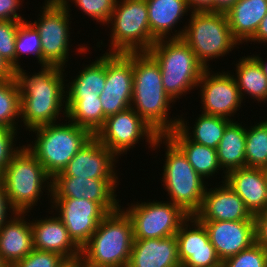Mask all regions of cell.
<instances>
[{
  "label": "cell",
  "mask_w": 267,
  "mask_h": 267,
  "mask_svg": "<svg viewBox=\"0 0 267 267\" xmlns=\"http://www.w3.org/2000/svg\"><path fill=\"white\" fill-rule=\"evenodd\" d=\"M41 67L32 75L23 67L15 72L21 97L19 121H23L26 131L57 123L62 112L66 118V82L69 80L64 79L65 69L56 65Z\"/></svg>",
  "instance_id": "obj_1"
},
{
  "label": "cell",
  "mask_w": 267,
  "mask_h": 267,
  "mask_svg": "<svg viewBox=\"0 0 267 267\" xmlns=\"http://www.w3.org/2000/svg\"><path fill=\"white\" fill-rule=\"evenodd\" d=\"M172 102L155 59L148 52H133L131 108L159 135H166L179 125V116H169Z\"/></svg>",
  "instance_id": "obj_2"
},
{
  "label": "cell",
  "mask_w": 267,
  "mask_h": 267,
  "mask_svg": "<svg viewBox=\"0 0 267 267\" xmlns=\"http://www.w3.org/2000/svg\"><path fill=\"white\" fill-rule=\"evenodd\" d=\"M131 219L121 209L109 213L81 247L83 267H128L133 246Z\"/></svg>",
  "instance_id": "obj_3"
},
{
  "label": "cell",
  "mask_w": 267,
  "mask_h": 267,
  "mask_svg": "<svg viewBox=\"0 0 267 267\" xmlns=\"http://www.w3.org/2000/svg\"><path fill=\"white\" fill-rule=\"evenodd\" d=\"M147 52L158 63L164 91L174 103L197 88L206 70L182 38L158 39Z\"/></svg>",
  "instance_id": "obj_4"
},
{
  "label": "cell",
  "mask_w": 267,
  "mask_h": 267,
  "mask_svg": "<svg viewBox=\"0 0 267 267\" xmlns=\"http://www.w3.org/2000/svg\"><path fill=\"white\" fill-rule=\"evenodd\" d=\"M163 143L166 146L161 178L164 190L168 191L170 202L189 216H194L201 208L208 181L206 183L194 170L183 152L166 135H159L155 139L153 151Z\"/></svg>",
  "instance_id": "obj_5"
},
{
  "label": "cell",
  "mask_w": 267,
  "mask_h": 267,
  "mask_svg": "<svg viewBox=\"0 0 267 267\" xmlns=\"http://www.w3.org/2000/svg\"><path fill=\"white\" fill-rule=\"evenodd\" d=\"M51 123L33 128L35 140L24 145L44 167L47 174L53 178L61 173L68 162L87 144L94 135L87 129L75 123Z\"/></svg>",
  "instance_id": "obj_6"
},
{
  "label": "cell",
  "mask_w": 267,
  "mask_h": 267,
  "mask_svg": "<svg viewBox=\"0 0 267 267\" xmlns=\"http://www.w3.org/2000/svg\"><path fill=\"white\" fill-rule=\"evenodd\" d=\"M11 206L19 213H27L37 206L43 195L51 197L52 178L47 174L37 158L23 145L11 158L0 175ZM47 187V188H46ZM46 188V189H45Z\"/></svg>",
  "instance_id": "obj_7"
},
{
  "label": "cell",
  "mask_w": 267,
  "mask_h": 267,
  "mask_svg": "<svg viewBox=\"0 0 267 267\" xmlns=\"http://www.w3.org/2000/svg\"><path fill=\"white\" fill-rule=\"evenodd\" d=\"M182 40L192 49L197 59L209 68V62L223 57L240 43L233 37L226 13L191 12ZM209 61V62H208Z\"/></svg>",
  "instance_id": "obj_8"
},
{
  "label": "cell",
  "mask_w": 267,
  "mask_h": 267,
  "mask_svg": "<svg viewBox=\"0 0 267 267\" xmlns=\"http://www.w3.org/2000/svg\"><path fill=\"white\" fill-rule=\"evenodd\" d=\"M105 53L147 52L157 41L150 32L146 0H116ZM109 51V52H108Z\"/></svg>",
  "instance_id": "obj_9"
},
{
  "label": "cell",
  "mask_w": 267,
  "mask_h": 267,
  "mask_svg": "<svg viewBox=\"0 0 267 267\" xmlns=\"http://www.w3.org/2000/svg\"><path fill=\"white\" fill-rule=\"evenodd\" d=\"M44 1L41 13L38 14L40 17L32 23L39 31L43 66L56 65L66 69L71 50L69 49L71 6L70 3H61L58 0Z\"/></svg>",
  "instance_id": "obj_10"
},
{
  "label": "cell",
  "mask_w": 267,
  "mask_h": 267,
  "mask_svg": "<svg viewBox=\"0 0 267 267\" xmlns=\"http://www.w3.org/2000/svg\"><path fill=\"white\" fill-rule=\"evenodd\" d=\"M121 209L131 219L134 239L166 238L176 235L181 224L189 217L170 201H134L129 207Z\"/></svg>",
  "instance_id": "obj_11"
},
{
  "label": "cell",
  "mask_w": 267,
  "mask_h": 267,
  "mask_svg": "<svg viewBox=\"0 0 267 267\" xmlns=\"http://www.w3.org/2000/svg\"><path fill=\"white\" fill-rule=\"evenodd\" d=\"M159 134L152 129L133 108H128L122 112L106 118L102 128L95 134V137L106 146L117 157L127 154L130 148L140 143L141 139H146L153 149L155 139Z\"/></svg>",
  "instance_id": "obj_12"
},
{
  "label": "cell",
  "mask_w": 267,
  "mask_h": 267,
  "mask_svg": "<svg viewBox=\"0 0 267 267\" xmlns=\"http://www.w3.org/2000/svg\"><path fill=\"white\" fill-rule=\"evenodd\" d=\"M133 52L106 53V81L99 99L107 118L131 107Z\"/></svg>",
  "instance_id": "obj_13"
},
{
  "label": "cell",
  "mask_w": 267,
  "mask_h": 267,
  "mask_svg": "<svg viewBox=\"0 0 267 267\" xmlns=\"http://www.w3.org/2000/svg\"><path fill=\"white\" fill-rule=\"evenodd\" d=\"M50 208L81 248L94 234L99 223L109 214L99 203L84 198L51 197ZM55 208V209H54Z\"/></svg>",
  "instance_id": "obj_14"
},
{
  "label": "cell",
  "mask_w": 267,
  "mask_h": 267,
  "mask_svg": "<svg viewBox=\"0 0 267 267\" xmlns=\"http://www.w3.org/2000/svg\"><path fill=\"white\" fill-rule=\"evenodd\" d=\"M210 70L208 68L203 72L197 84L202 113L234 121L231 117L237 114L243 103L237 82L229 71L212 73Z\"/></svg>",
  "instance_id": "obj_15"
},
{
  "label": "cell",
  "mask_w": 267,
  "mask_h": 267,
  "mask_svg": "<svg viewBox=\"0 0 267 267\" xmlns=\"http://www.w3.org/2000/svg\"><path fill=\"white\" fill-rule=\"evenodd\" d=\"M118 179H89L73 176H54L51 197L87 199L99 203L108 213L117 211L121 205L117 199Z\"/></svg>",
  "instance_id": "obj_16"
},
{
  "label": "cell",
  "mask_w": 267,
  "mask_h": 267,
  "mask_svg": "<svg viewBox=\"0 0 267 267\" xmlns=\"http://www.w3.org/2000/svg\"><path fill=\"white\" fill-rule=\"evenodd\" d=\"M175 237L181 264L187 267L222 266L205 226L195 216H189L181 224Z\"/></svg>",
  "instance_id": "obj_17"
},
{
  "label": "cell",
  "mask_w": 267,
  "mask_h": 267,
  "mask_svg": "<svg viewBox=\"0 0 267 267\" xmlns=\"http://www.w3.org/2000/svg\"><path fill=\"white\" fill-rule=\"evenodd\" d=\"M118 158L94 136L68 162L66 168L55 176L119 179L115 169Z\"/></svg>",
  "instance_id": "obj_18"
},
{
  "label": "cell",
  "mask_w": 267,
  "mask_h": 267,
  "mask_svg": "<svg viewBox=\"0 0 267 267\" xmlns=\"http://www.w3.org/2000/svg\"><path fill=\"white\" fill-rule=\"evenodd\" d=\"M208 233L220 260L233 257L256 242L255 220H199Z\"/></svg>",
  "instance_id": "obj_19"
},
{
  "label": "cell",
  "mask_w": 267,
  "mask_h": 267,
  "mask_svg": "<svg viewBox=\"0 0 267 267\" xmlns=\"http://www.w3.org/2000/svg\"><path fill=\"white\" fill-rule=\"evenodd\" d=\"M194 216L198 220H254L243 200L225 181L213 188H206L201 208Z\"/></svg>",
  "instance_id": "obj_20"
},
{
  "label": "cell",
  "mask_w": 267,
  "mask_h": 267,
  "mask_svg": "<svg viewBox=\"0 0 267 267\" xmlns=\"http://www.w3.org/2000/svg\"><path fill=\"white\" fill-rule=\"evenodd\" d=\"M225 182L243 200L252 216L267 210V169H235L226 174Z\"/></svg>",
  "instance_id": "obj_21"
},
{
  "label": "cell",
  "mask_w": 267,
  "mask_h": 267,
  "mask_svg": "<svg viewBox=\"0 0 267 267\" xmlns=\"http://www.w3.org/2000/svg\"><path fill=\"white\" fill-rule=\"evenodd\" d=\"M54 216L32 219L33 248L57 253L64 259L80 257L81 248L69 236L61 219Z\"/></svg>",
  "instance_id": "obj_22"
},
{
  "label": "cell",
  "mask_w": 267,
  "mask_h": 267,
  "mask_svg": "<svg viewBox=\"0 0 267 267\" xmlns=\"http://www.w3.org/2000/svg\"><path fill=\"white\" fill-rule=\"evenodd\" d=\"M175 235L166 238L134 239L128 267H179Z\"/></svg>",
  "instance_id": "obj_23"
},
{
  "label": "cell",
  "mask_w": 267,
  "mask_h": 267,
  "mask_svg": "<svg viewBox=\"0 0 267 267\" xmlns=\"http://www.w3.org/2000/svg\"><path fill=\"white\" fill-rule=\"evenodd\" d=\"M25 216L17 212L0 228V253L10 267L34 249L31 222Z\"/></svg>",
  "instance_id": "obj_24"
},
{
  "label": "cell",
  "mask_w": 267,
  "mask_h": 267,
  "mask_svg": "<svg viewBox=\"0 0 267 267\" xmlns=\"http://www.w3.org/2000/svg\"><path fill=\"white\" fill-rule=\"evenodd\" d=\"M146 4L150 32L156 40L182 38L185 28L173 29L190 12L186 0H146Z\"/></svg>",
  "instance_id": "obj_25"
},
{
  "label": "cell",
  "mask_w": 267,
  "mask_h": 267,
  "mask_svg": "<svg viewBox=\"0 0 267 267\" xmlns=\"http://www.w3.org/2000/svg\"><path fill=\"white\" fill-rule=\"evenodd\" d=\"M267 14V0H238L227 12L233 37L247 43L256 33Z\"/></svg>",
  "instance_id": "obj_26"
},
{
  "label": "cell",
  "mask_w": 267,
  "mask_h": 267,
  "mask_svg": "<svg viewBox=\"0 0 267 267\" xmlns=\"http://www.w3.org/2000/svg\"><path fill=\"white\" fill-rule=\"evenodd\" d=\"M166 136L183 152L194 170L204 179L220 173L217 150L191 141L178 127ZM219 170V171H218Z\"/></svg>",
  "instance_id": "obj_27"
},
{
  "label": "cell",
  "mask_w": 267,
  "mask_h": 267,
  "mask_svg": "<svg viewBox=\"0 0 267 267\" xmlns=\"http://www.w3.org/2000/svg\"><path fill=\"white\" fill-rule=\"evenodd\" d=\"M246 127L231 121L225 128L223 136L217 147V159L223 170V180L232 170L245 167Z\"/></svg>",
  "instance_id": "obj_28"
},
{
  "label": "cell",
  "mask_w": 267,
  "mask_h": 267,
  "mask_svg": "<svg viewBox=\"0 0 267 267\" xmlns=\"http://www.w3.org/2000/svg\"><path fill=\"white\" fill-rule=\"evenodd\" d=\"M236 65V75H233L242 100L244 95L258 101V103L267 102V77L259 61L253 56H242Z\"/></svg>",
  "instance_id": "obj_29"
},
{
  "label": "cell",
  "mask_w": 267,
  "mask_h": 267,
  "mask_svg": "<svg viewBox=\"0 0 267 267\" xmlns=\"http://www.w3.org/2000/svg\"><path fill=\"white\" fill-rule=\"evenodd\" d=\"M85 66L66 84V98H83L102 93L106 81V53Z\"/></svg>",
  "instance_id": "obj_30"
},
{
  "label": "cell",
  "mask_w": 267,
  "mask_h": 267,
  "mask_svg": "<svg viewBox=\"0 0 267 267\" xmlns=\"http://www.w3.org/2000/svg\"><path fill=\"white\" fill-rule=\"evenodd\" d=\"M66 118L95 136L106 120L99 95L66 98Z\"/></svg>",
  "instance_id": "obj_31"
},
{
  "label": "cell",
  "mask_w": 267,
  "mask_h": 267,
  "mask_svg": "<svg viewBox=\"0 0 267 267\" xmlns=\"http://www.w3.org/2000/svg\"><path fill=\"white\" fill-rule=\"evenodd\" d=\"M182 116V114L179 116L178 128L191 141L214 149H217L226 126L232 121L224 117L201 113L196 118L194 127H191L187 125L189 123L187 119Z\"/></svg>",
  "instance_id": "obj_32"
},
{
  "label": "cell",
  "mask_w": 267,
  "mask_h": 267,
  "mask_svg": "<svg viewBox=\"0 0 267 267\" xmlns=\"http://www.w3.org/2000/svg\"><path fill=\"white\" fill-rule=\"evenodd\" d=\"M20 110V88L16 78L0 80V126L18 130Z\"/></svg>",
  "instance_id": "obj_33"
},
{
  "label": "cell",
  "mask_w": 267,
  "mask_h": 267,
  "mask_svg": "<svg viewBox=\"0 0 267 267\" xmlns=\"http://www.w3.org/2000/svg\"><path fill=\"white\" fill-rule=\"evenodd\" d=\"M248 128L246 127L245 167L267 169V120Z\"/></svg>",
  "instance_id": "obj_34"
},
{
  "label": "cell",
  "mask_w": 267,
  "mask_h": 267,
  "mask_svg": "<svg viewBox=\"0 0 267 267\" xmlns=\"http://www.w3.org/2000/svg\"><path fill=\"white\" fill-rule=\"evenodd\" d=\"M16 50V71L21 68L19 62L24 55H34L40 64L43 66V55L41 48V39L39 31L31 21L25 20L18 27L17 37L15 41Z\"/></svg>",
  "instance_id": "obj_35"
},
{
  "label": "cell",
  "mask_w": 267,
  "mask_h": 267,
  "mask_svg": "<svg viewBox=\"0 0 267 267\" xmlns=\"http://www.w3.org/2000/svg\"><path fill=\"white\" fill-rule=\"evenodd\" d=\"M61 3L74 2L78 9L83 11L101 25L107 24L113 13L116 0H58Z\"/></svg>",
  "instance_id": "obj_36"
},
{
  "label": "cell",
  "mask_w": 267,
  "mask_h": 267,
  "mask_svg": "<svg viewBox=\"0 0 267 267\" xmlns=\"http://www.w3.org/2000/svg\"><path fill=\"white\" fill-rule=\"evenodd\" d=\"M221 267H267V251L258 243L222 262Z\"/></svg>",
  "instance_id": "obj_37"
},
{
  "label": "cell",
  "mask_w": 267,
  "mask_h": 267,
  "mask_svg": "<svg viewBox=\"0 0 267 267\" xmlns=\"http://www.w3.org/2000/svg\"><path fill=\"white\" fill-rule=\"evenodd\" d=\"M22 21L0 20V56L16 70L15 41Z\"/></svg>",
  "instance_id": "obj_38"
},
{
  "label": "cell",
  "mask_w": 267,
  "mask_h": 267,
  "mask_svg": "<svg viewBox=\"0 0 267 267\" xmlns=\"http://www.w3.org/2000/svg\"><path fill=\"white\" fill-rule=\"evenodd\" d=\"M17 133L15 129L0 126V175L10 163L11 158L22 148L20 144L19 147L16 146L15 141L19 136Z\"/></svg>",
  "instance_id": "obj_39"
},
{
  "label": "cell",
  "mask_w": 267,
  "mask_h": 267,
  "mask_svg": "<svg viewBox=\"0 0 267 267\" xmlns=\"http://www.w3.org/2000/svg\"><path fill=\"white\" fill-rule=\"evenodd\" d=\"M65 259L57 253L33 249L12 267H57Z\"/></svg>",
  "instance_id": "obj_40"
},
{
  "label": "cell",
  "mask_w": 267,
  "mask_h": 267,
  "mask_svg": "<svg viewBox=\"0 0 267 267\" xmlns=\"http://www.w3.org/2000/svg\"><path fill=\"white\" fill-rule=\"evenodd\" d=\"M24 0H0V20L1 21H25L17 11L20 9V5ZM21 15V16H20Z\"/></svg>",
  "instance_id": "obj_41"
},
{
  "label": "cell",
  "mask_w": 267,
  "mask_h": 267,
  "mask_svg": "<svg viewBox=\"0 0 267 267\" xmlns=\"http://www.w3.org/2000/svg\"><path fill=\"white\" fill-rule=\"evenodd\" d=\"M256 243L267 251V210L254 216Z\"/></svg>",
  "instance_id": "obj_42"
},
{
  "label": "cell",
  "mask_w": 267,
  "mask_h": 267,
  "mask_svg": "<svg viewBox=\"0 0 267 267\" xmlns=\"http://www.w3.org/2000/svg\"><path fill=\"white\" fill-rule=\"evenodd\" d=\"M16 213V210L11 206L9 202V197L6 193L4 185L0 182V228L10 220L9 218H12ZM8 215H10V217Z\"/></svg>",
  "instance_id": "obj_43"
},
{
  "label": "cell",
  "mask_w": 267,
  "mask_h": 267,
  "mask_svg": "<svg viewBox=\"0 0 267 267\" xmlns=\"http://www.w3.org/2000/svg\"><path fill=\"white\" fill-rule=\"evenodd\" d=\"M190 12H214V0H186ZM192 9V10H191Z\"/></svg>",
  "instance_id": "obj_44"
},
{
  "label": "cell",
  "mask_w": 267,
  "mask_h": 267,
  "mask_svg": "<svg viewBox=\"0 0 267 267\" xmlns=\"http://www.w3.org/2000/svg\"><path fill=\"white\" fill-rule=\"evenodd\" d=\"M258 42L259 44L264 43L266 45L267 43V14L266 16L261 20L260 25L255 33V35L248 41V42Z\"/></svg>",
  "instance_id": "obj_45"
},
{
  "label": "cell",
  "mask_w": 267,
  "mask_h": 267,
  "mask_svg": "<svg viewBox=\"0 0 267 267\" xmlns=\"http://www.w3.org/2000/svg\"><path fill=\"white\" fill-rule=\"evenodd\" d=\"M16 70L0 56V80H7L15 77Z\"/></svg>",
  "instance_id": "obj_46"
},
{
  "label": "cell",
  "mask_w": 267,
  "mask_h": 267,
  "mask_svg": "<svg viewBox=\"0 0 267 267\" xmlns=\"http://www.w3.org/2000/svg\"><path fill=\"white\" fill-rule=\"evenodd\" d=\"M238 0H214V12L226 13Z\"/></svg>",
  "instance_id": "obj_47"
},
{
  "label": "cell",
  "mask_w": 267,
  "mask_h": 267,
  "mask_svg": "<svg viewBox=\"0 0 267 267\" xmlns=\"http://www.w3.org/2000/svg\"><path fill=\"white\" fill-rule=\"evenodd\" d=\"M57 267H83L81 257L65 259Z\"/></svg>",
  "instance_id": "obj_48"
},
{
  "label": "cell",
  "mask_w": 267,
  "mask_h": 267,
  "mask_svg": "<svg viewBox=\"0 0 267 267\" xmlns=\"http://www.w3.org/2000/svg\"><path fill=\"white\" fill-rule=\"evenodd\" d=\"M253 56L259 61L260 65L263 69L264 75L267 77V61H264L263 58L257 54H256V56L253 54Z\"/></svg>",
  "instance_id": "obj_49"
},
{
  "label": "cell",
  "mask_w": 267,
  "mask_h": 267,
  "mask_svg": "<svg viewBox=\"0 0 267 267\" xmlns=\"http://www.w3.org/2000/svg\"><path fill=\"white\" fill-rule=\"evenodd\" d=\"M0 267H10V265L4 260L1 253H0Z\"/></svg>",
  "instance_id": "obj_50"
}]
</instances>
